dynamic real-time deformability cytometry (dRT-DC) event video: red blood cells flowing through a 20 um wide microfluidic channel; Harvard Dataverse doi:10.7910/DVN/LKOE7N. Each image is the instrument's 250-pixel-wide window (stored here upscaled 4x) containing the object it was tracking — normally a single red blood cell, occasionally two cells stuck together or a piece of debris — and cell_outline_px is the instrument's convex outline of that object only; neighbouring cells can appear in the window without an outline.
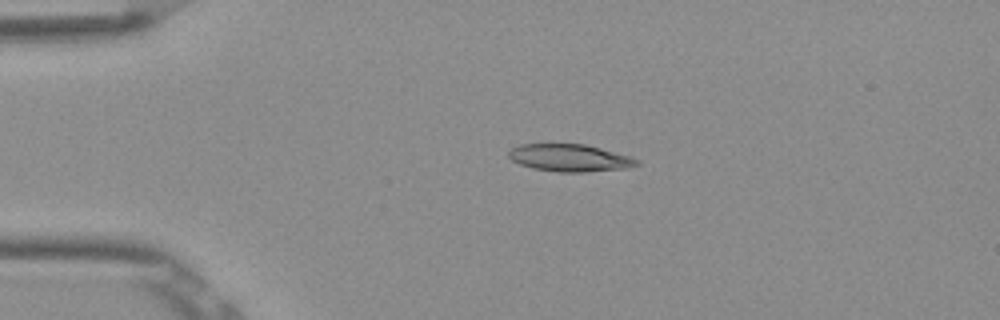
{"species": "Egyptian fruit bat (a non-hibernating species)", "species_latin": "Rousettus aegyptiacus", "temperature_condition": "room temperature", "stored_images_in_passage": 4, "camera_frame_rate_fps": 3000, "um_per_image_px": 0.085, "frame": {"image": 1, "passage_image": 4, "time_ms": 1.0, "image_size_px": [1000, 320], "cell_outline_px": [[640, 164], [628, 168], [584, 172], [560, 172], [532, 168], [520, 164], [512, 160], [508, 156], [508, 152], [512, 148], [520, 144], [584, 144], [632, 156], [640, 160]], "centroid_in_image_um": [48.47, 13.42], "position_along_channel_um": 36.5, "area_um2": 20.46}}